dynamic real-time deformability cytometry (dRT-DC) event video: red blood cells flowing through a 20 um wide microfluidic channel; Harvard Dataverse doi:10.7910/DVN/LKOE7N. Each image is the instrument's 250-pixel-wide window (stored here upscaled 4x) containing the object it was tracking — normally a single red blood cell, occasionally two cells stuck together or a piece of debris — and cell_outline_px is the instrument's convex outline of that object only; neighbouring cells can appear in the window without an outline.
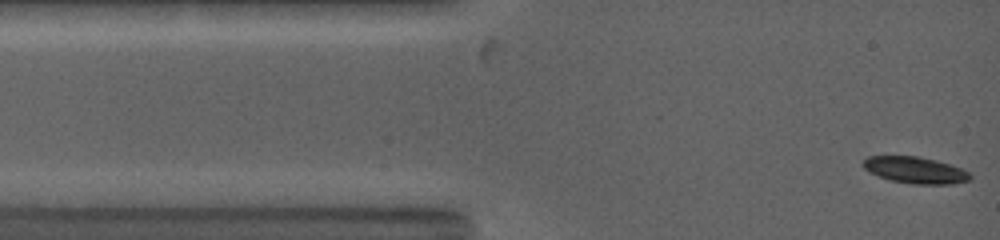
{"species": "common noctule bat (a hibernating species)", "species_latin": "Nyctalus noctula", "temperature_condition": "warm", "stored_images_in_passage": 43, "camera_frame_rate_fps": 5000, "um_per_image_px": 0.085, "animal": {"sex": "female", "body_mass_g": 19.0, "forearm_length_mm": 53.3}, "frame": {"image": 1, "passage_image": 1, "time_ms": 0.0, "image_size_px": [1000, 240], "cell_outline_px": [[972, 176], [968, 180], [952, 184], [912, 184], [888, 180], [864, 168], [860, 164], [868, 156], [920, 156], [936, 160], [960, 168], [968, 172]], "centroid_in_image_um": [77.77, 14.45], "position_along_channel_um": 7.2, "area_um2": 16.47}}
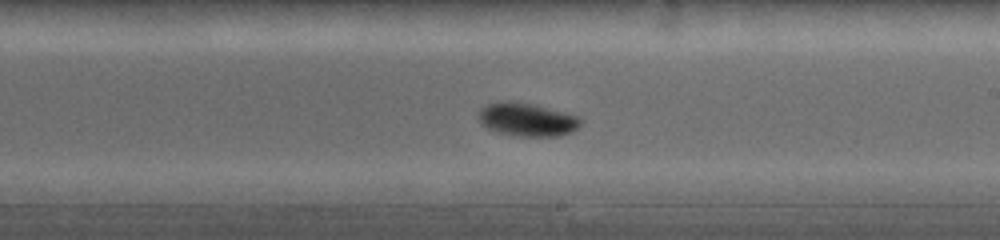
{"frame": {"image": 2, "passage_image": 22, "time_ms": 7.2, "image_size_px": [1000, 240], "cell_outline_px": [[584, 120], [572, 132], [556, 136], [516, 136], [496, 132], [480, 124], [476, 116], [476, 112], [480, 108], [488, 104], [504, 100], [512, 100], [532, 104], [580, 116]], "centroid_in_image_um": [44.75, 10.15], "position_along_channel_um": 244.3, "area_um2": 20.17}}
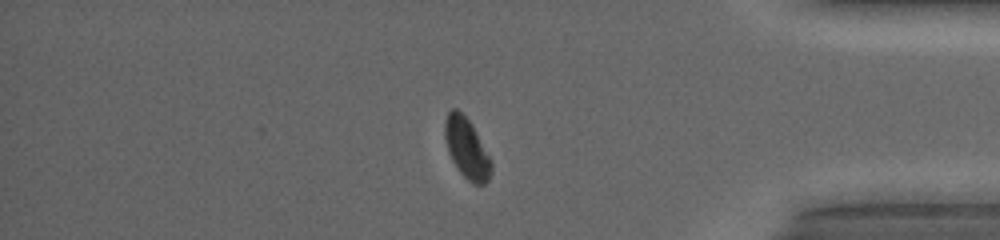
{"frame": {"image": 3, "passage_image": 36, "time_ms": 11.6, "image_size_px": [1000, 240], "cell_outline_px": [[492, 172], [488, 180], [484, 184], [472, 184], [456, 168], [448, 152], [444, 136], [444, 120], [448, 112], [452, 108], [456, 108], [472, 124], [492, 160]], "centroid_in_image_um": [39.67, 12.61], "position_along_channel_um": 395.5, "area_um2": 16.47}, "authors_computed_cell_mechanics": {"area_um2": 17.8602, "velocity_mm_per_s": 4.0067, "shape_relaxation_time_tau1_ms": 2.8522, "shape_relaxation_time_tau2_ms": null, "deformation_change_tau1": 0.1497, "deformation_change_tau2": null}}